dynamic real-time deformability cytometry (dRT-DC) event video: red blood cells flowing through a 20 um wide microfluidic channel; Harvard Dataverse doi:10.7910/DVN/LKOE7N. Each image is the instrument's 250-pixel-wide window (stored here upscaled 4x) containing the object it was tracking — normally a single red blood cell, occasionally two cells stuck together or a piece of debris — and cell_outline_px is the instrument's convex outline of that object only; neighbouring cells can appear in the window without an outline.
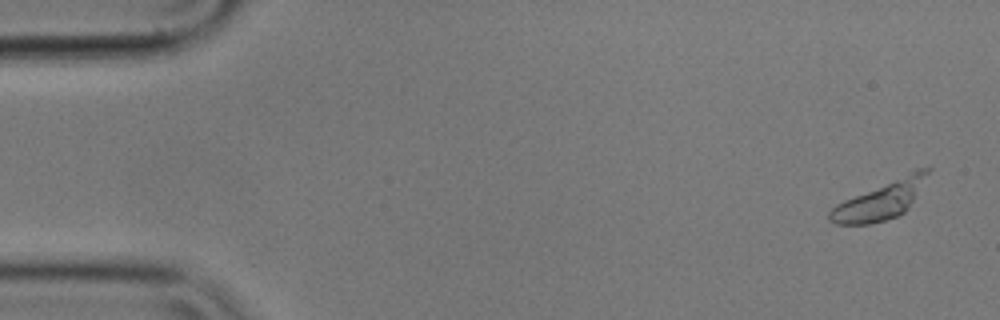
{"species": "common noctule bat (a hibernating species)", "species_latin": "Nyctalus noctula", "temperature_condition": "cold", "stored_images_in_passage": 5, "segment_of_instrument_passage": [2, 2], "camera_frame_rate_fps": 3000, "um_per_image_px": 0.085, "animal": {"sex": "male", "body_mass_g": 17.9}, "frame": {"image": 1, "passage_image": 5, "time_ms": 1.333, "image_size_px": [1000, 320], "cell_outline_px": [[932, 168], [912, 200], [904, 212], [896, 216], [872, 224], [836, 224], [828, 220], [828, 212], [836, 204], [844, 200], [916, 168]], "centroid_in_image_um": [74.79, 17.02], "position_along_channel_um": 10.2, "area_um2": 21.27}}